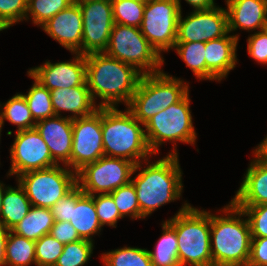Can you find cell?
Here are the masks:
<instances>
[{
    "instance_id": "8992f818",
    "label": "cell",
    "mask_w": 267,
    "mask_h": 266,
    "mask_svg": "<svg viewBox=\"0 0 267 266\" xmlns=\"http://www.w3.org/2000/svg\"><path fill=\"white\" fill-rule=\"evenodd\" d=\"M187 93L188 85L182 80L163 73L142 75L128 109L144 125L157 113L179 102Z\"/></svg>"
},
{
    "instance_id": "484cf974",
    "label": "cell",
    "mask_w": 267,
    "mask_h": 266,
    "mask_svg": "<svg viewBox=\"0 0 267 266\" xmlns=\"http://www.w3.org/2000/svg\"><path fill=\"white\" fill-rule=\"evenodd\" d=\"M163 234L156 244L155 251H149L152 266H181L178 259V241L175 229L165 221Z\"/></svg>"
},
{
    "instance_id": "83f0119b",
    "label": "cell",
    "mask_w": 267,
    "mask_h": 266,
    "mask_svg": "<svg viewBox=\"0 0 267 266\" xmlns=\"http://www.w3.org/2000/svg\"><path fill=\"white\" fill-rule=\"evenodd\" d=\"M28 75L32 77L35 82L29 89L28 94H22L28 104L31 115L35 122L55 116L51 102V93L38 82L29 72Z\"/></svg>"
},
{
    "instance_id": "603a6c76",
    "label": "cell",
    "mask_w": 267,
    "mask_h": 266,
    "mask_svg": "<svg viewBox=\"0 0 267 266\" xmlns=\"http://www.w3.org/2000/svg\"><path fill=\"white\" fill-rule=\"evenodd\" d=\"M70 223L82 239L92 241L91 236L101 230L93 195L85 194L76 185V204L72 207Z\"/></svg>"
},
{
    "instance_id": "cb8c5ba5",
    "label": "cell",
    "mask_w": 267,
    "mask_h": 266,
    "mask_svg": "<svg viewBox=\"0 0 267 266\" xmlns=\"http://www.w3.org/2000/svg\"><path fill=\"white\" fill-rule=\"evenodd\" d=\"M0 214V223L8 230H12L29 212L31 208L24 188L5 187Z\"/></svg>"
},
{
    "instance_id": "1f68e13d",
    "label": "cell",
    "mask_w": 267,
    "mask_h": 266,
    "mask_svg": "<svg viewBox=\"0 0 267 266\" xmlns=\"http://www.w3.org/2000/svg\"><path fill=\"white\" fill-rule=\"evenodd\" d=\"M114 23L140 28L146 3L137 0H110Z\"/></svg>"
},
{
    "instance_id": "7dc6e473",
    "label": "cell",
    "mask_w": 267,
    "mask_h": 266,
    "mask_svg": "<svg viewBox=\"0 0 267 266\" xmlns=\"http://www.w3.org/2000/svg\"><path fill=\"white\" fill-rule=\"evenodd\" d=\"M4 184L0 183V214H1V209H2V200H3V196H4V191L5 189L3 188Z\"/></svg>"
},
{
    "instance_id": "44dd1931",
    "label": "cell",
    "mask_w": 267,
    "mask_h": 266,
    "mask_svg": "<svg viewBox=\"0 0 267 266\" xmlns=\"http://www.w3.org/2000/svg\"><path fill=\"white\" fill-rule=\"evenodd\" d=\"M234 205L267 204V161L255 154L239 190L231 201Z\"/></svg>"
},
{
    "instance_id": "52a82bcc",
    "label": "cell",
    "mask_w": 267,
    "mask_h": 266,
    "mask_svg": "<svg viewBox=\"0 0 267 266\" xmlns=\"http://www.w3.org/2000/svg\"><path fill=\"white\" fill-rule=\"evenodd\" d=\"M104 53L121 62L134 66L139 72L153 74L161 72L164 60L140 28L114 23L108 46Z\"/></svg>"
},
{
    "instance_id": "b9f144b4",
    "label": "cell",
    "mask_w": 267,
    "mask_h": 266,
    "mask_svg": "<svg viewBox=\"0 0 267 266\" xmlns=\"http://www.w3.org/2000/svg\"><path fill=\"white\" fill-rule=\"evenodd\" d=\"M49 234L63 245L82 239L77 230L67 221H54Z\"/></svg>"
},
{
    "instance_id": "c3c4849f",
    "label": "cell",
    "mask_w": 267,
    "mask_h": 266,
    "mask_svg": "<svg viewBox=\"0 0 267 266\" xmlns=\"http://www.w3.org/2000/svg\"><path fill=\"white\" fill-rule=\"evenodd\" d=\"M87 1H96V0H73V2H87Z\"/></svg>"
},
{
    "instance_id": "e0dca14e",
    "label": "cell",
    "mask_w": 267,
    "mask_h": 266,
    "mask_svg": "<svg viewBox=\"0 0 267 266\" xmlns=\"http://www.w3.org/2000/svg\"><path fill=\"white\" fill-rule=\"evenodd\" d=\"M59 44L81 54L83 21L79 4L71 3L41 26Z\"/></svg>"
},
{
    "instance_id": "60d3db41",
    "label": "cell",
    "mask_w": 267,
    "mask_h": 266,
    "mask_svg": "<svg viewBox=\"0 0 267 266\" xmlns=\"http://www.w3.org/2000/svg\"><path fill=\"white\" fill-rule=\"evenodd\" d=\"M76 204V186L66 194L61 200H59L50 209L54 218V221H67L71 220L72 207Z\"/></svg>"
},
{
    "instance_id": "9c48e42d",
    "label": "cell",
    "mask_w": 267,
    "mask_h": 266,
    "mask_svg": "<svg viewBox=\"0 0 267 266\" xmlns=\"http://www.w3.org/2000/svg\"><path fill=\"white\" fill-rule=\"evenodd\" d=\"M58 165L18 176L31 206L51 208L77 185V173Z\"/></svg>"
},
{
    "instance_id": "f1b7e54d",
    "label": "cell",
    "mask_w": 267,
    "mask_h": 266,
    "mask_svg": "<svg viewBox=\"0 0 267 266\" xmlns=\"http://www.w3.org/2000/svg\"><path fill=\"white\" fill-rule=\"evenodd\" d=\"M0 113L1 121L7 119L17 125V131L35 128L36 122L31 115L28 104L22 94H16L3 105Z\"/></svg>"
},
{
    "instance_id": "ee69618b",
    "label": "cell",
    "mask_w": 267,
    "mask_h": 266,
    "mask_svg": "<svg viewBox=\"0 0 267 266\" xmlns=\"http://www.w3.org/2000/svg\"><path fill=\"white\" fill-rule=\"evenodd\" d=\"M178 4L181 12L180 0H175ZM187 3L193 6L195 10H206L215 7L214 0H185Z\"/></svg>"
},
{
    "instance_id": "74e56055",
    "label": "cell",
    "mask_w": 267,
    "mask_h": 266,
    "mask_svg": "<svg viewBox=\"0 0 267 266\" xmlns=\"http://www.w3.org/2000/svg\"><path fill=\"white\" fill-rule=\"evenodd\" d=\"M235 206L248 216L252 238L267 237V204Z\"/></svg>"
},
{
    "instance_id": "ab89813d",
    "label": "cell",
    "mask_w": 267,
    "mask_h": 266,
    "mask_svg": "<svg viewBox=\"0 0 267 266\" xmlns=\"http://www.w3.org/2000/svg\"><path fill=\"white\" fill-rule=\"evenodd\" d=\"M249 55L260 62L267 64V30L257 31L248 38Z\"/></svg>"
},
{
    "instance_id": "4316f807",
    "label": "cell",
    "mask_w": 267,
    "mask_h": 266,
    "mask_svg": "<svg viewBox=\"0 0 267 266\" xmlns=\"http://www.w3.org/2000/svg\"><path fill=\"white\" fill-rule=\"evenodd\" d=\"M5 265L28 266L36 264L35 241L27 239L9 230L6 241Z\"/></svg>"
},
{
    "instance_id": "836d02e7",
    "label": "cell",
    "mask_w": 267,
    "mask_h": 266,
    "mask_svg": "<svg viewBox=\"0 0 267 266\" xmlns=\"http://www.w3.org/2000/svg\"><path fill=\"white\" fill-rule=\"evenodd\" d=\"M93 247V241L86 239L67 243L54 266H82L90 259Z\"/></svg>"
},
{
    "instance_id": "8d00e7d4",
    "label": "cell",
    "mask_w": 267,
    "mask_h": 266,
    "mask_svg": "<svg viewBox=\"0 0 267 266\" xmlns=\"http://www.w3.org/2000/svg\"><path fill=\"white\" fill-rule=\"evenodd\" d=\"M27 8L28 0H0V30L26 20Z\"/></svg>"
},
{
    "instance_id": "9a60e30c",
    "label": "cell",
    "mask_w": 267,
    "mask_h": 266,
    "mask_svg": "<svg viewBox=\"0 0 267 266\" xmlns=\"http://www.w3.org/2000/svg\"><path fill=\"white\" fill-rule=\"evenodd\" d=\"M10 153L12 165L9 176L16 174L18 177L25 172L58 165L36 128L16 131Z\"/></svg>"
},
{
    "instance_id": "f546056e",
    "label": "cell",
    "mask_w": 267,
    "mask_h": 266,
    "mask_svg": "<svg viewBox=\"0 0 267 266\" xmlns=\"http://www.w3.org/2000/svg\"><path fill=\"white\" fill-rule=\"evenodd\" d=\"M105 266H152L147 249L124 247L104 253Z\"/></svg>"
},
{
    "instance_id": "7c38bea8",
    "label": "cell",
    "mask_w": 267,
    "mask_h": 266,
    "mask_svg": "<svg viewBox=\"0 0 267 266\" xmlns=\"http://www.w3.org/2000/svg\"><path fill=\"white\" fill-rule=\"evenodd\" d=\"M83 21L81 54L104 52L114 26L110 0L76 2Z\"/></svg>"
},
{
    "instance_id": "d6a6232c",
    "label": "cell",
    "mask_w": 267,
    "mask_h": 266,
    "mask_svg": "<svg viewBox=\"0 0 267 266\" xmlns=\"http://www.w3.org/2000/svg\"><path fill=\"white\" fill-rule=\"evenodd\" d=\"M71 3L73 0H28L26 20L30 13L33 23L42 26Z\"/></svg>"
},
{
    "instance_id": "5b68a950",
    "label": "cell",
    "mask_w": 267,
    "mask_h": 266,
    "mask_svg": "<svg viewBox=\"0 0 267 266\" xmlns=\"http://www.w3.org/2000/svg\"><path fill=\"white\" fill-rule=\"evenodd\" d=\"M167 222L175 229L181 266H212L211 214L185 203Z\"/></svg>"
},
{
    "instance_id": "e575fe53",
    "label": "cell",
    "mask_w": 267,
    "mask_h": 266,
    "mask_svg": "<svg viewBox=\"0 0 267 266\" xmlns=\"http://www.w3.org/2000/svg\"><path fill=\"white\" fill-rule=\"evenodd\" d=\"M109 194L112 196L122 218L129 215L134 219H140V206L132 182L115 189Z\"/></svg>"
},
{
    "instance_id": "4fadbf2b",
    "label": "cell",
    "mask_w": 267,
    "mask_h": 266,
    "mask_svg": "<svg viewBox=\"0 0 267 266\" xmlns=\"http://www.w3.org/2000/svg\"><path fill=\"white\" fill-rule=\"evenodd\" d=\"M71 166L74 172L81 170L105 155L102 141L101 107L92 115L74 118Z\"/></svg>"
},
{
    "instance_id": "d590c367",
    "label": "cell",
    "mask_w": 267,
    "mask_h": 266,
    "mask_svg": "<svg viewBox=\"0 0 267 266\" xmlns=\"http://www.w3.org/2000/svg\"><path fill=\"white\" fill-rule=\"evenodd\" d=\"M63 247L64 245L50 234H45L35 241L36 265L54 266L63 252Z\"/></svg>"
},
{
    "instance_id": "7402d4cb",
    "label": "cell",
    "mask_w": 267,
    "mask_h": 266,
    "mask_svg": "<svg viewBox=\"0 0 267 266\" xmlns=\"http://www.w3.org/2000/svg\"><path fill=\"white\" fill-rule=\"evenodd\" d=\"M51 102L56 116H60V111H70L74 115L72 119L87 117L92 115L98 106L94 104L87 83L71 88H59L51 90Z\"/></svg>"
},
{
    "instance_id": "ac0fdd59",
    "label": "cell",
    "mask_w": 267,
    "mask_h": 266,
    "mask_svg": "<svg viewBox=\"0 0 267 266\" xmlns=\"http://www.w3.org/2000/svg\"><path fill=\"white\" fill-rule=\"evenodd\" d=\"M73 119L54 116L36 122L35 128L47 144L52 159L58 164L62 161L71 167V150L73 141Z\"/></svg>"
},
{
    "instance_id": "277c9868",
    "label": "cell",
    "mask_w": 267,
    "mask_h": 266,
    "mask_svg": "<svg viewBox=\"0 0 267 266\" xmlns=\"http://www.w3.org/2000/svg\"><path fill=\"white\" fill-rule=\"evenodd\" d=\"M133 113L127 108L125 112L116 107H101L102 141L105 156L122 158L141 163L148 161L153 154L147 144L145 130L141 128ZM139 159V160H138Z\"/></svg>"
},
{
    "instance_id": "f6af8a7d",
    "label": "cell",
    "mask_w": 267,
    "mask_h": 266,
    "mask_svg": "<svg viewBox=\"0 0 267 266\" xmlns=\"http://www.w3.org/2000/svg\"><path fill=\"white\" fill-rule=\"evenodd\" d=\"M9 230L6 229L0 223V266H5V259H6V241L8 238Z\"/></svg>"
},
{
    "instance_id": "4dcf8cb0",
    "label": "cell",
    "mask_w": 267,
    "mask_h": 266,
    "mask_svg": "<svg viewBox=\"0 0 267 266\" xmlns=\"http://www.w3.org/2000/svg\"><path fill=\"white\" fill-rule=\"evenodd\" d=\"M205 42L175 43L177 54L197 78L206 79Z\"/></svg>"
},
{
    "instance_id": "8fae6325",
    "label": "cell",
    "mask_w": 267,
    "mask_h": 266,
    "mask_svg": "<svg viewBox=\"0 0 267 266\" xmlns=\"http://www.w3.org/2000/svg\"><path fill=\"white\" fill-rule=\"evenodd\" d=\"M180 10L175 0H150L146 3L140 31L155 50L174 48Z\"/></svg>"
},
{
    "instance_id": "5bb4252c",
    "label": "cell",
    "mask_w": 267,
    "mask_h": 266,
    "mask_svg": "<svg viewBox=\"0 0 267 266\" xmlns=\"http://www.w3.org/2000/svg\"><path fill=\"white\" fill-rule=\"evenodd\" d=\"M228 14L224 8L213 7L194 10L182 19L180 12L177 23L176 43L207 42L224 37L228 33Z\"/></svg>"
},
{
    "instance_id": "681fc988",
    "label": "cell",
    "mask_w": 267,
    "mask_h": 266,
    "mask_svg": "<svg viewBox=\"0 0 267 266\" xmlns=\"http://www.w3.org/2000/svg\"><path fill=\"white\" fill-rule=\"evenodd\" d=\"M0 106H1V104H0ZM2 127H3V122L1 121V118H0V134H1V129H2ZM1 136V135H0Z\"/></svg>"
},
{
    "instance_id": "7bdbcfd3",
    "label": "cell",
    "mask_w": 267,
    "mask_h": 266,
    "mask_svg": "<svg viewBox=\"0 0 267 266\" xmlns=\"http://www.w3.org/2000/svg\"><path fill=\"white\" fill-rule=\"evenodd\" d=\"M247 266H267V237L252 238Z\"/></svg>"
},
{
    "instance_id": "3957f363",
    "label": "cell",
    "mask_w": 267,
    "mask_h": 266,
    "mask_svg": "<svg viewBox=\"0 0 267 266\" xmlns=\"http://www.w3.org/2000/svg\"><path fill=\"white\" fill-rule=\"evenodd\" d=\"M229 204L223 210L230 213L227 217L211 215L212 266H247L252 240L250 224L248 219L240 218L244 215L241 209Z\"/></svg>"
},
{
    "instance_id": "ba28073f",
    "label": "cell",
    "mask_w": 267,
    "mask_h": 266,
    "mask_svg": "<svg viewBox=\"0 0 267 266\" xmlns=\"http://www.w3.org/2000/svg\"><path fill=\"white\" fill-rule=\"evenodd\" d=\"M189 104L187 93L179 102L163 109L144 124L147 131L146 141L153 154H156L158 147L167 140L195 144L196 133Z\"/></svg>"
},
{
    "instance_id": "f907efd6",
    "label": "cell",
    "mask_w": 267,
    "mask_h": 266,
    "mask_svg": "<svg viewBox=\"0 0 267 266\" xmlns=\"http://www.w3.org/2000/svg\"><path fill=\"white\" fill-rule=\"evenodd\" d=\"M137 1H140V2H143V3H147V2H149L150 0H137Z\"/></svg>"
},
{
    "instance_id": "f35d334b",
    "label": "cell",
    "mask_w": 267,
    "mask_h": 266,
    "mask_svg": "<svg viewBox=\"0 0 267 266\" xmlns=\"http://www.w3.org/2000/svg\"><path fill=\"white\" fill-rule=\"evenodd\" d=\"M97 217L101 226L105 224L116 227L118 219L122 218L109 193L93 195Z\"/></svg>"
},
{
    "instance_id": "d6986e66",
    "label": "cell",
    "mask_w": 267,
    "mask_h": 266,
    "mask_svg": "<svg viewBox=\"0 0 267 266\" xmlns=\"http://www.w3.org/2000/svg\"><path fill=\"white\" fill-rule=\"evenodd\" d=\"M228 32L224 37L206 42V80H221L226 77L230 70L235 68L237 35H230Z\"/></svg>"
},
{
    "instance_id": "30bf717a",
    "label": "cell",
    "mask_w": 267,
    "mask_h": 266,
    "mask_svg": "<svg viewBox=\"0 0 267 266\" xmlns=\"http://www.w3.org/2000/svg\"><path fill=\"white\" fill-rule=\"evenodd\" d=\"M139 168L140 163L135 165L126 159L104 155L77 172V185L88 195L111 193L130 183L131 175Z\"/></svg>"
},
{
    "instance_id": "7a4b0ae2",
    "label": "cell",
    "mask_w": 267,
    "mask_h": 266,
    "mask_svg": "<svg viewBox=\"0 0 267 266\" xmlns=\"http://www.w3.org/2000/svg\"><path fill=\"white\" fill-rule=\"evenodd\" d=\"M147 165L135 179H131L140 206V218H145L160 206L179 199L183 189L176 149L166 157Z\"/></svg>"
},
{
    "instance_id": "d4e9b609",
    "label": "cell",
    "mask_w": 267,
    "mask_h": 266,
    "mask_svg": "<svg viewBox=\"0 0 267 266\" xmlns=\"http://www.w3.org/2000/svg\"><path fill=\"white\" fill-rule=\"evenodd\" d=\"M54 218L50 208L31 206L28 214L11 230L27 239L37 241L49 234Z\"/></svg>"
},
{
    "instance_id": "bcb514c9",
    "label": "cell",
    "mask_w": 267,
    "mask_h": 266,
    "mask_svg": "<svg viewBox=\"0 0 267 266\" xmlns=\"http://www.w3.org/2000/svg\"><path fill=\"white\" fill-rule=\"evenodd\" d=\"M255 154L267 161V137L261 142V144L256 148Z\"/></svg>"
},
{
    "instance_id": "6da1fadb",
    "label": "cell",
    "mask_w": 267,
    "mask_h": 266,
    "mask_svg": "<svg viewBox=\"0 0 267 266\" xmlns=\"http://www.w3.org/2000/svg\"><path fill=\"white\" fill-rule=\"evenodd\" d=\"M85 62L91 97L93 101L97 96L102 99L98 107H116L122 101L127 106L130 104L143 75L141 72L104 52L85 55Z\"/></svg>"
},
{
    "instance_id": "ffe728a7",
    "label": "cell",
    "mask_w": 267,
    "mask_h": 266,
    "mask_svg": "<svg viewBox=\"0 0 267 266\" xmlns=\"http://www.w3.org/2000/svg\"><path fill=\"white\" fill-rule=\"evenodd\" d=\"M228 31L264 30L267 26V0H226Z\"/></svg>"
},
{
    "instance_id": "2e32d148",
    "label": "cell",
    "mask_w": 267,
    "mask_h": 266,
    "mask_svg": "<svg viewBox=\"0 0 267 266\" xmlns=\"http://www.w3.org/2000/svg\"><path fill=\"white\" fill-rule=\"evenodd\" d=\"M76 54L72 61L52 63L47 62L28 72L49 91L59 88L81 86L86 82L85 55Z\"/></svg>"
}]
</instances>
